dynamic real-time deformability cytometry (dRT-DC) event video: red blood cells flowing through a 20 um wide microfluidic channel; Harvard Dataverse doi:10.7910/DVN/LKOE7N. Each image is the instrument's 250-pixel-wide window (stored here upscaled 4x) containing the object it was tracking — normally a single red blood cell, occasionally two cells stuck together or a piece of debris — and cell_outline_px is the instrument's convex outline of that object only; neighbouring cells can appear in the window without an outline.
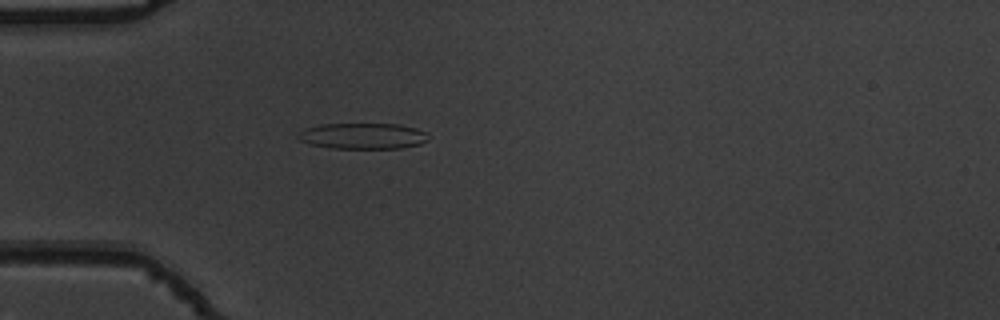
{"species": "common noctule bat (a hibernating species)", "species_latin": "Nyctalus noctula", "temperature_condition": "warm", "stored_images_in_passage": 38, "camera_frame_rate_fps": 3000, "um_per_image_px": 0.085, "animal": {"sex": "male", "body_mass_g": 19.5, "forearm_length_mm": 54.6}, "frame": {"image": 1, "passage_image": 1, "time_ms": 0.0, "image_size_px": [1000, 320], "cell_outline_px": [[428, 140], [420, 144], [400, 148], [332, 148], [312, 144], [300, 140], [296, 136], [300, 132], [308, 128], [320, 124], [400, 124], [416, 128], [428, 132]], "centroid_in_image_um": [30.89, 11.55], "position_along_channel_um": 54.1, "area_um2": 19.59}}
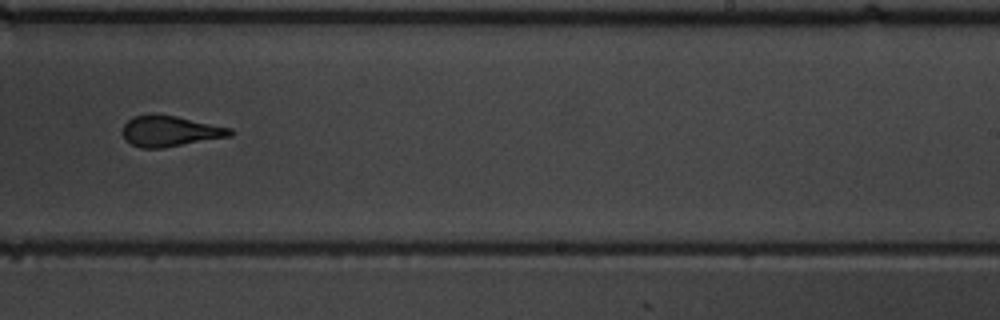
{"frame": {"image": 2, "passage_image": 19, "time_ms": 6.0, "image_size_px": [1000, 320], "cell_outline_px": [[232, 136], [164, 148], [140, 148], [132, 144], [124, 136], [124, 124], [132, 116], [176, 116], [232, 128]], "centroid_in_image_um": [14.51, 11.17], "position_along_channel_um": 274.5, "area_um2": 18.79}}
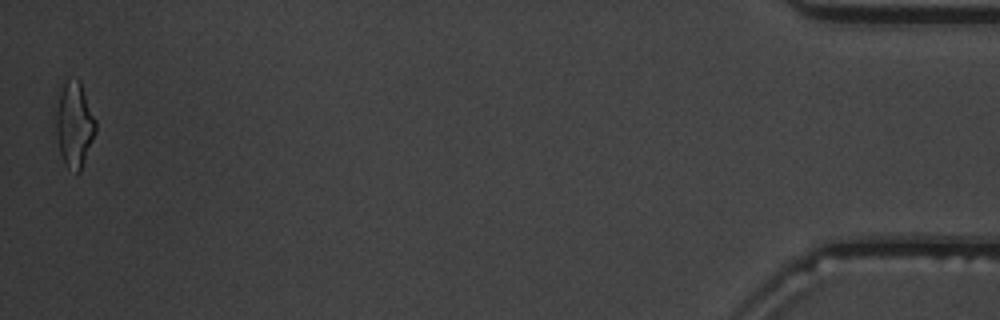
{"frame": {"image": 3, "passage_image": 38, "time_ms": 12.333, "image_size_px": [1000, 320], "cell_outline_px": [[96, 132], [80, 172], [76, 172], [68, 168], [64, 164], [60, 152], [56, 136], [56, 112], [60, 92], [64, 80], [80, 80], [96, 120]], "centroid_in_image_um": [6.33, 10.6], "position_along_channel_um": 428.9, "area_um2": 19.65}, "authors_computed_cell_mechanics": {"area_um2": 19.652, "velocity_mm_per_s": 3.8281, "shape_relaxation_time_tau1_ms": 5.8945, "shape_relaxation_time_tau2_ms": 1.3224, "deformation_change_tau1": 0.2159, "deformation_change_tau2": 0.1134}}